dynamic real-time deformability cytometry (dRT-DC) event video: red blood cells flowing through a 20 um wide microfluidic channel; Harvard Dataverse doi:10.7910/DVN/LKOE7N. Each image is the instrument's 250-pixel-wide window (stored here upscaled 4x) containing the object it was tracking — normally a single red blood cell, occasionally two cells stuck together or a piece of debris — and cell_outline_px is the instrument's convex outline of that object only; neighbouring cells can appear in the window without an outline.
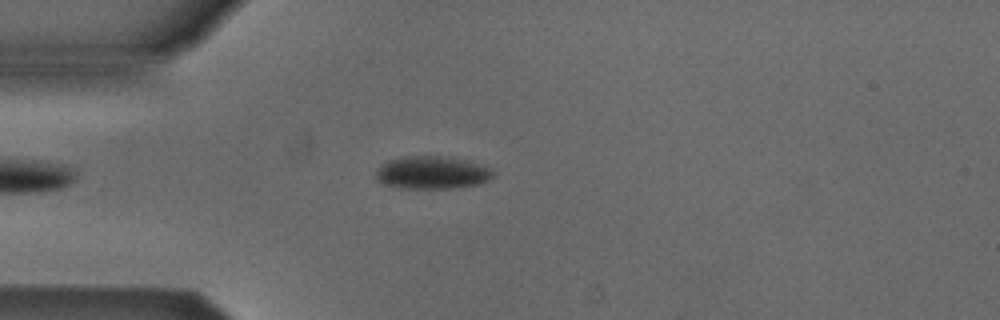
{"species": "Egyptian fruit bat (a non-hibernating species)", "species_latin": "Rousettus aegyptiacus", "temperature_condition": "cold", "stored_images_in_passage": 44, "camera_frame_rate_fps": 3000, "um_per_image_px": 0.085, "animal": {"sex": "male"}, "frame": {"image": 1, "passage_image": 6, "time_ms": 1.667, "image_size_px": [1000, 320], "cell_outline_px": [[496, 176], [480, 184], [452, 188], [400, 188], [384, 184], [376, 176], [376, 172], [380, 164], [388, 160], [404, 156], [452, 156], [468, 160], [492, 168], [496, 172]], "centroid_in_image_um": [36.79, 14.65], "position_along_channel_um": 48.2, "area_um2": 22.77}}
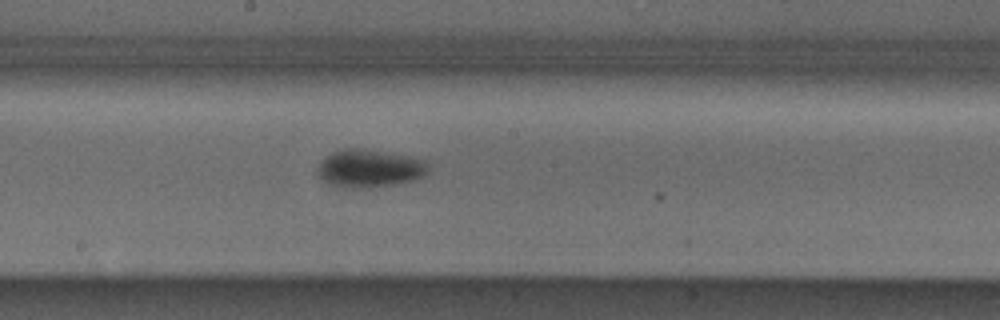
{"frame": {"image": 2, "passage_image": 20, "time_ms": 6.333, "image_size_px": [1000, 320], "cell_outline_px": [[428, 168], [424, 176], [412, 180], [392, 184], [364, 188], [344, 188], [328, 184], [320, 180], [316, 172], [316, 168], [320, 160], [344, 148], [360, 148], [408, 156], [424, 160], [428, 164]], "centroid_in_image_um": [31.33, 14.33], "position_along_channel_um": 216.9, "area_um2": 24.39}}
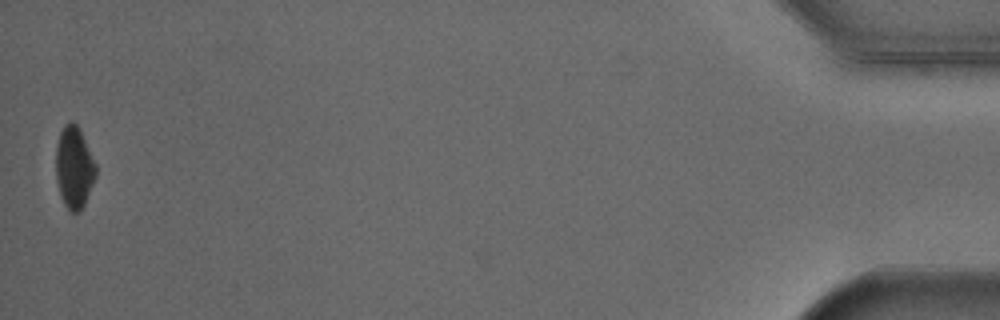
{"frame": {"image": 3, "passage_image": 44, "time_ms": 14.333, "image_size_px": [1000, 320], "cell_outline_px": [[96, 176], [84, 204], [80, 212], [72, 212], [64, 204], [60, 196], [56, 180], [56, 148], [60, 132], [64, 124], [72, 120], [76, 124], [96, 164]], "centroid_in_image_um": [6.28, 14.25], "position_along_channel_um": 428.9, "area_um2": 18.84}, "authors_computed_cell_mechanics": {"area_um2": 22.1952, "velocity_mm_per_s": 3.9017, "shape_relaxation_time_tau1_ms": 2.2468, "shape_relaxation_time_tau2_ms": null, "deformation_change_tau1": 0.0764, "deformation_change_tau2": null}}